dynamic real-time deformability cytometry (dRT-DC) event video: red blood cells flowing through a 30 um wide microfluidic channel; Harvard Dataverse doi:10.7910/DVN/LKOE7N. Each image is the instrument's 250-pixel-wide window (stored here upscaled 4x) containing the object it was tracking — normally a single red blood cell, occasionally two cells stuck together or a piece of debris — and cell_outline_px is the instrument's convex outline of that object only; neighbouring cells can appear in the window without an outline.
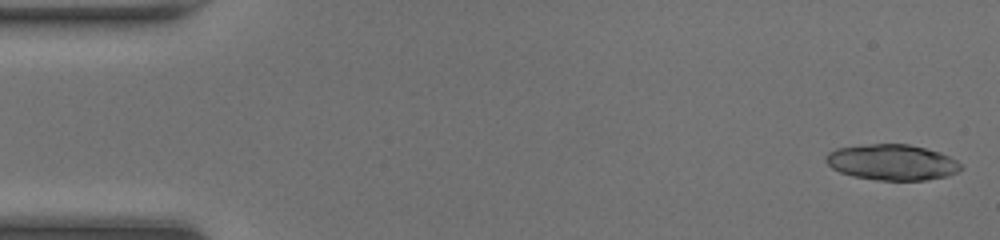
{"species": "common noctule bat (a hibernating species)", "species_latin": "Nyctalus noctula", "temperature_condition": "room temperature", "stored_images_in_passage": 46, "camera_frame_rate_fps": 3000, "um_per_image_px": 0.085, "animal": {"sex": "female", "body_mass_g": 20.0, "forearm_length_mm": 54.0}, "frame": {"image": 1, "passage_image": 1, "time_ms": 0.0, "image_size_px": [1000, 240], "cell_outline_px": [[964, 168], [948, 176], [924, 180], [876, 180], [852, 176], [840, 172], [832, 168], [824, 160], [828, 152], [836, 148], [872, 144], [908, 144], [940, 152], [956, 160]], "centroid_in_image_um": [75.81, 13.8], "position_along_channel_um": 9.2, "area_um2": 28.09}}
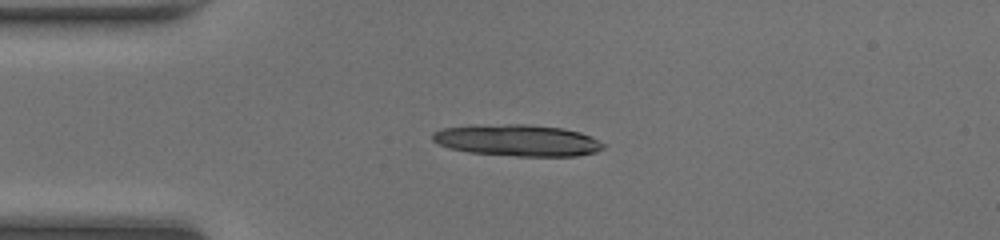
{"frame": {"image": 2, "passage_image": 11, "time_ms": 3.333, "image_size_px": [1000, 240], "cell_outline_px": [[604, 148], [596, 152], [576, 156], [516, 156], [468, 152], [448, 148], [432, 140], [432, 132], [440, 128], [472, 124], [524, 124], [564, 128], [580, 132], [592, 136], [604, 144]], "centroid_in_image_um": [43.95, 11.91], "position_along_channel_um": 41.1, "area_um2": 31.85}}
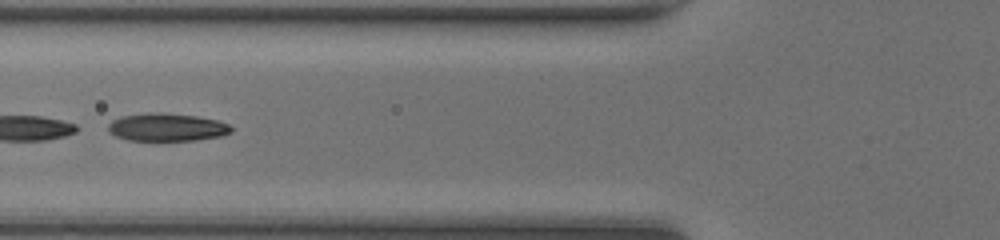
{"frame": {"image": 3, "passage_image": 18, "time_ms": 5.667, "image_size_px": [1000, 240], "cell_outline_px": [[232, 132], [220, 136], [196, 140], [128, 140], [116, 136], [108, 132], [108, 124], [112, 120], [120, 116], [148, 112], [160, 112], [196, 116], [216, 120], [228, 124], [232, 128]], "centroid_in_image_um": [14.15, 10.8], "position_along_channel_um": 111.7, "area_um2": 20.0}, "authors_computed_cell_mechanics": {"area_um2": 28.4087, "velocity_mm_per_s": 4.3099, "shape_relaxation_time_tau1_ms": 0.6716, "shape_relaxation_time_tau2_ms": 3.2281, "deformation_change_tau1": 0.3073, "deformation_change_tau2": 0.0873}}